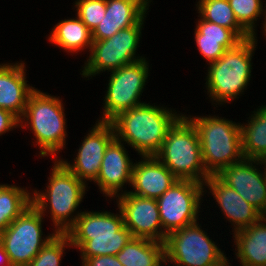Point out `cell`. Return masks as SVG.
Here are the masks:
<instances>
[{"mask_svg":"<svg viewBox=\"0 0 266 266\" xmlns=\"http://www.w3.org/2000/svg\"><path fill=\"white\" fill-rule=\"evenodd\" d=\"M196 127L202 160L210 175H217L223 168L242 161L241 124L220 117H187Z\"/></svg>","mask_w":266,"mask_h":266,"instance_id":"cell-4","label":"cell"},{"mask_svg":"<svg viewBox=\"0 0 266 266\" xmlns=\"http://www.w3.org/2000/svg\"><path fill=\"white\" fill-rule=\"evenodd\" d=\"M256 36L243 40L227 50L217 61L209 63L207 90L217 103H228L243 92L251 76V58Z\"/></svg>","mask_w":266,"mask_h":266,"instance_id":"cell-6","label":"cell"},{"mask_svg":"<svg viewBox=\"0 0 266 266\" xmlns=\"http://www.w3.org/2000/svg\"><path fill=\"white\" fill-rule=\"evenodd\" d=\"M264 221V223H263ZM242 266H266V217L234 233Z\"/></svg>","mask_w":266,"mask_h":266,"instance_id":"cell-21","label":"cell"},{"mask_svg":"<svg viewBox=\"0 0 266 266\" xmlns=\"http://www.w3.org/2000/svg\"><path fill=\"white\" fill-rule=\"evenodd\" d=\"M197 222L169 233L164 242L167 260L177 266H229L227 257Z\"/></svg>","mask_w":266,"mask_h":266,"instance_id":"cell-8","label":"cell"},{"mask_svg":"<svg viewBox=\"0 0 266 266\" xmlns=\"http://www.w3.org/2000/svg\"><path fill=\"white\" fill-rule=\"evenodd\" d=\"M195 41L201 55L207 59V62L212 63L243 40H211L202 39V35H195Z\"/></svg>","mask_w":266,"mask_h":266,"instance_id":"cell-30","label":"cell"},{"mask_svg":"<svg viewBox=\"0 0 266 266\" xmlns=\"http://www.w3.org/2000/svg\"><path fill=\"white\" fill-rule=\"evenodd\" d=\"M65 246H72L66 233H56L27 266H60Z\"/></svg>","mask_w":266,"mask_h":266,"instance_id":"cell-27","label":"cell"},{"mask_svg":"<svg viewBox=\"0 0 266 266\" xmlns=\"http://www.w3.org/2000/svg\"><path fill=\"white\" fill-rule=\"evenodd\" d=\"M198 22L195 35H202V39L242 40L233 30L203 19H200Z\"/></svg>","mask_w":266,"mask_h":266,"instance_id":"cell-31","label":"cell"},{"mask_svg":"<svg viewBox=\"0 0 266 266\" xmlns=\"http://www.w3.org/2000/svg\"><path fill=\"white\" fill-rule=\"evenodd\" d=\"M255 164L266 161L246 159L223 168L217 176L232 187L244 200L255 207L263 216L266 213V171L260 173Z\"/></svg>","mask_w":266,"mask_h":266,"instance_id":"cell-14","label":"cell"},{"mask_svg":"<svg viewBox=\"0 0 266 266\" xmlns=\"http://www.w3.org/2000/svg\"><path fill=\"white\" fill-rule=\"evenodd\" d=\"M122 141L116 137L107 146L100 172L94 181L105 196H118L125 183L131 184L133 162L129 159Z\"/></svg>","mask_w":266,"mask_h":266,"instance_id":"cell-16","label":"cell"},{"mask_svg":"<svg viewBox=\"0 0 266 266\" xmlns=\"http://www.w3.org/2000/svg\"><path fill=\"white\" fill-rule=\"evenodd\" d=\"M143 22L144 20L134 26L121 29L110 38L93 41L89 50L91 55L83 67L82 75L87 78L100 74L101 71H114L143 59L135 56Z\"/></svg>","mask_w":266,"mask_h":266,"instance_id":"cell-10","label":"cell"},{"mask_svg":"<svg viewBox=\"0 0 266 266\" xmlns=\"http://www.w3.org/2000/svg\"><path fill=\"white\" fill-rule=\"evenodd\" d=\"M3 265L1 266H12L8 257V254L6 253V251L4 250L3 246L0 244V261Z\"/></svg>","mask_w":266,"mask_h":266,"instance_id":"cell-34","label":"cell"},{"mask_svg":"<svg viewBox=\"0 0 266 266\" xmlns=\"http://www.w3.org/2000/svg\"><path fill=\"white\" fill-rule=\"evenodd\" d=\"M203 185L214 195L218 206L225 216L235 226L234 232L245 229L259 221L263 215L246 200H244L232 187L225 184L217 175H210Z\"/></svg>","mask_w":266,"mask_h":266,"instance_id":"cell-18","label":"cell"},{"mask_svg":"<svg viewBox=\"0 0 266 266\" xmlns=\"http://www.w3.org/2000/svg\"><path fill=\"white\" fill-rule=\"evenodd\" d=\"M24 188L0 184V234L32 205V196Z\"/></svg>","mask_w":266,"mask_h":266,"instance_id":"cell-25","label":"cell"},{"mask_svg":"<svg viewBox=\"0 0 266 266\" xmlns=\"http://www.w3.org/2000/svg\"><path fill=\"white\" fill-rule=\"evenodd\" d=\"M56 96L35 89L28 98L25 112L20 119L27 120L34 132L36 143L39 145L40 156L54 155L64 148L66 136V120L64 107ZM25 119H24V118Z\"/></svg>","mask_w":266,"mask_h":266,"instance_id":"cell-7","label":"cell"},{"mask_svg":"<svg viewBox=\"0 0 266 266\" xmlns=\"http://www.w3.org/2000/svg\"><path fill=\"white\" fill-rule=\"evenodd\" d=\"M120 215L111 212H81L75 224L66 232L71 245L88 257L117 255L133 238Z\"/></svg>","mask_w":266,"mask_h":266,"instance_id":"cell-2","label":"cell"},{"mask_svg":"<svg viewBox=\"0 0 266 266\" xmlns=\"http://www.w3.org/2000/svg\"><path fill=\"white\" fill-rule=\"evenodd\" d=\"M123 266H162L165 263L163 242L132 238L116 255Z\"/></svg>","mask_w":266,"mask_h":266,"instance_id":"cell-22","label":"cell"},{"mask_svg":"<svg viewBox=\"0 0 266 266\" xmlns=\"http://www.w3.org/2000/svg\"><path fill=\"white\" fill-rule=\"evenodd\" d=\"M148 63L145 58L112 71L105 96L101 122H111L120 113L144 104L140 102L146 80Z\"/></svg>","mask_w":266,"mask_h":266,"instance_id":"cell-11","label":"cell"},{"mask_svg":"<svg viewBox=\"0 0 266 266\" xmlns=\"http://www.w3.org/2000/svg\"><path fill=\"white\" fill-rule=\"evenodd\" d=\"M42 219L43 215L32 204L0 234V244L12 266H27L56 234L42 239Z\"/></svg>","mask_w":266,"mask_h":266,"instance_id":"cell-9","label":"cell"},{"mask_svg":"<svg viewBox=\"0 0 266 266\" xmlns=\"http://www.w3.org/2000/svg\"><path fill=\"white\" fill-rule=\"evenodd\" d=\"M77 16L93 32L106 11V0H77Z\"/></svg>","mask_w":266,"mask_h":266,"instance_id":"cell-29","label":"cell"},{"mask_svg":"<svg viewBox=\"0 0 266 266\" xmlns=\"http://www.w3.org/2000/svg\"><path fill=\"white\" fill-rule=\"evenodd\" d=\"M19 125H21L20 119L16 115L6 109L0 108V135Z\"/></svg>","mask_w":266,"mask_h":266,"instance_id":"cell-32","label":"cell"},{"mask_svg":"<svg viewBox=\"0 0 266 266\" xmlns=\"http://www.w3.org/2000/svg\"><path fill=\"white\" fill-rule=\"evenodd\" d=\"M181 116L164 107L144 103L120 113L111 123L119 141H125L142 156H155L167 131Z\"/></svg>","mask_w":266,"mask_h":266,"instance_id":"cell-1","label":"cell"},{"mask_svg":"<svg viewBox=\"0 0 266 266\" xmlns=\"http://www.w3.org/2000/svg\"><path fill=\"white\" fill-rule=\"evenodd\" d=\"M83 266H123L116 255H103L82 259Z\"/></svg>","mask_w":266,"mask_h":266,"instance_id":"cell-33","label":"cell"},{"mask_svg":"<svg viewBox=\"0 0 266 266\" xmlns=\"http://www.w3.org/2000/svg\"><path fill=\"white\" fill-rule=\"evenodd\" d=\"M155 156L179 180L204 184L210 176L203 164L197 129L186 115L181 116L167 131L162 147Z\"/></svg>","mask_w":266,"mask_h":266,"instance_id":"cell-3","label":"cell"},{"mask_svg":"<svg viewBox=\"0 0 266 266\" xmlns=\"http://www.w3.org/2000/svg\"><path fill=\"white\" fill-rule=\"evenodd\" d=\"M264 13L266 14V10L264 11ZM263 29H264V32L266 33V15H265V22L263 24ZM266 35V34H265Z\"/></svg>","mask_w":266,"mask_h":266,"instance_id":"cell-35","label":"cell"},{"mask_svg":"<svg viewBox=\"0 0 266 266\" xmlns=\"http://www.w3.org/2000/svg\"><path fill=\"white\" fill-rule=\"evenodd\" d=\"M49 41L67 52H78L85 48L91 49L92 31L77 16L76 19L60 21L52 29Z\"/></svg>","mask_w":266,"mask_h":266,"instance_id":"cell-23","label":"cell"},{"mask_svg":"<svg viewBox=\"0 0 266 266\" xmlns=\"http://www.w3.org/2000/svg\"><path fill=\"white\" fill-rule=\"evenodd\" d=\"M251 117L248 124L241 125L243 155L246 159L266 161V105Z\"/></svg>","mask_w":266,"mask_h":266,"instance_id":"cell-24","label":"cell"},{"mask_svg":"<svg viewBox=\"0 0 266 266\" xmlns=\"http://www.w3.org/2000/svg\"><path fill=\"white\" fill-rule=\"evenodd\" d=\"M238 23L252 36L255 34V21L264 14L261 0H228Z\"/></svg>","mask_w":266,"mask_h":266,"instance_id":"cell-28","label":"cell"},{"mask_svg":"<svg viewBox=\"0 0 266 266\" xmlns=\"http://www.w3.org/2000/svg\"><path fill=\"white\" fill-rule=\"evenodd\" d=\"M88 133L73 165L60 160L79 180L95 181L101 168L104 152L109 143L115 138V130L111 122L97 121Z\"/></svg>","mask_w":266,"mask_h":266,"instance_id":"cell-15","label":"cell"},{"mask_svg":"<svg viewBox=\"0 0 266 266\" xmlns=\"http://www.w3.org/2000/svg\"><path fill=\"white\" fill-rule=\"evenodd\" d=\"M86 184L79 180L61 161L55 160L52 173L49 178V185L46 193L34 190L32 204L44 215L46 207L49 206L51 218L56 226L55 233H66L76 222L80 215L74 218L70 215L81 203ZM49 205H48V204ZM68 217L70 219H68Z\"/></svg>","mask_w":266,"mask_h":266,"instance_id":"cell-5","label":"cell"},{"mask_svg":"<svg viewBox=\"0 0 266 266\" xmlns=\"http://www.w3.org/2000/svg\"><path fill=\"white\" fill-rule=\"evenodd\" d=\"M117 197L124 225L134 238H145L164 243V230L161 228L162 223L156 199L133 195L126 191Z\"/></svg>","mask_w":266,"mask_h":266,"instance_id":"cell-13","label":"cell"},{"mask_svg":"<svg viewBox=\"0 0 266 266\" xmlns=\"http://www.w3.org/2000/svg\"><path fill=\"white\" fill-rule=\"evenodd\" d=\"M133 165L131 186L133 195L158 199L179 179L156 157L142 156Z\"/></svg>","mask_w":266,"mask_h":266,"instance_id":"cell-17","label":"cell"},{"mask_svg":"<svg viewBox=\"0 0 266 266\" xmlns=\"http://www.w3.org/2000/svg\"><path fill=\"white\" fill-rule=\"evenodd\" d=\"M150 0H106V11L92 32L93 41L110 38L121 29L144 20Z\"/></svg>","mask_w":266,"mask_h":266,"instance_id":"cell-19","label":"cell"},{"mask_svg":"<svg viewBox=\"0 0 266 266\" xmlns=\"http://www.w3.org/2000/svg\"><path fill=\"white\" fill-rule=\"evenodd\" d=\"M198 11L203 20L233 30L242 40L252 37L236 20L228 0H199Z\"/></svg>","mask_w":266,"mask_h":266,"instance_id":"cell-26","label":"cell"},{"mask_svg":"<svg viewBox=\"0 0 266 266\" xmlns=\"http://www.w3.org/2000/svg\"><path fill=\"white\" fill-rule=\"evenodd\" d=\"M25 63L0 65V108L22 118L28 98L35 90L25 80Z\"/></svg>","mask_w":266,"mask_h":266,"instance_id":"cell-20","label":"cell"},{"mask_svg":"<svg viewBox=\"0 0 266 266\" xmlns=\"http://www.w3.org/2000/svg\"><path fill=\"white\" fill-rule=\"evenodd\" d=\"M204 185L192 180H178L158 199L160 220L166 236L197 222Z\"/></svg>","mask_w":266,"mask_h":266,"instance_id":"cell-12","label":"cell"}]
</instances>
